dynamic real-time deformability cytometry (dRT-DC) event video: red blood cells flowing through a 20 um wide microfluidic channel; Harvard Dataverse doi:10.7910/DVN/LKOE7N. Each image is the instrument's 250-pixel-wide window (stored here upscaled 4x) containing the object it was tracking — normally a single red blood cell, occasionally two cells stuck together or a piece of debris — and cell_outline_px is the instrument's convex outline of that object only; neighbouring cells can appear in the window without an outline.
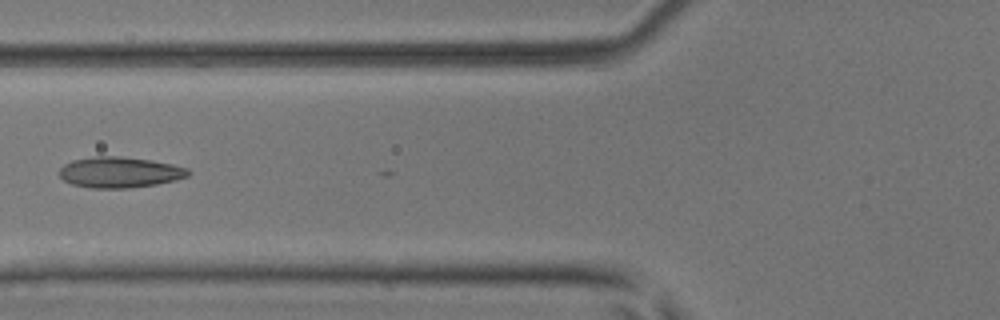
{"species": "common noctule bat (a hibernating species)", "species_latin": "Nyctalus noctula", "temperature_condition": "room temperature", "stored_images_in_passage": 6, "camera_frame_rate_fps": 3000, "um_per_image_px": 0.085, "animal": {"sex": "male", "body_mass_g": 17.9, "forearm_length_mm": 54.2}, "frame": {"image": 1, "passage_image": 6, "time_ms": 1.667, "image_size_px": [1000, 320], "cell_outline_px": [[192, 172], [188, 176], [176, 180], [156, 184], [128, 188], [88, 188], [72, 184], [64, 180], [60, 176], [60, 168], [64, 164], [72, 160], [96, 156], [120, 156], [152, 160], [172, 164], [188, 168]], "centroid_in_image_um": [10.19, 14.64], "position_along_channel_um": 115.6, "area_um2": 23.24}}